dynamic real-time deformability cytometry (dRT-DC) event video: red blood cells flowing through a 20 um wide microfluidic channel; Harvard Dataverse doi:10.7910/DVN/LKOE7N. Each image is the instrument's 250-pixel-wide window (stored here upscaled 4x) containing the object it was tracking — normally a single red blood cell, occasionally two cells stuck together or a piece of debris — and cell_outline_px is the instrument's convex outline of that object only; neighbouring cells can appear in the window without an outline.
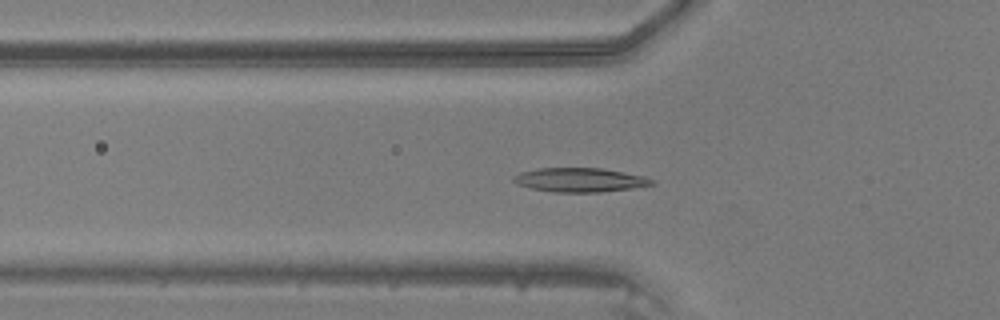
{"species": "common noctule bat (a hibernating species)", "species_latin": "Nyctalus noctula", "temperature_condition": "warm", "stored_images_in_passage": 47, "camera_frame_rate_fps": 3000, "um_per_image_px": 0.085, "animal": {"sex": "male", "body_mass_g": 20.5, "forearm_length_mm": 52.5}, "frame": {"image": 1, "passage_image": 16, "time_ms": 5.0, "image_size_px": [1000, 320], "cell_outline_px": [[656, 184], [632, 188], [600, 192], [552, 192], [532, 188], [516, 184], [512, 180], [512, 176], [520, 172], [540, 168], [600, 168], [624, 172], [644, 176], [652, 180]], "centroid_in_image_um": [49.26, 15.29], "position_along_channel_um": 76.5, "area_um2": 19.36}}
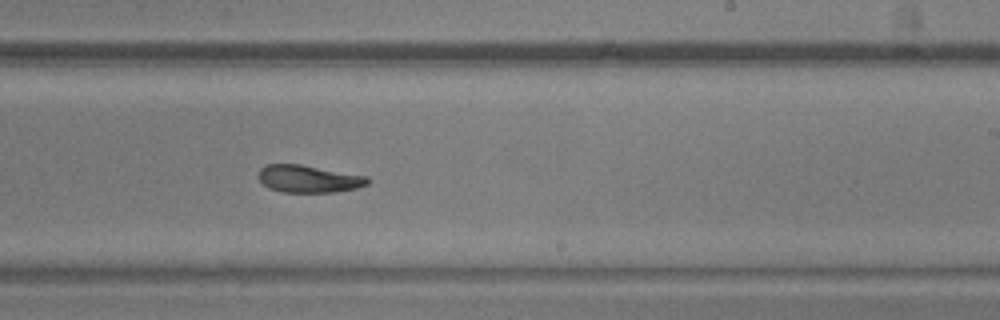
{"frame": {"image": 2, "passage_image": 29, "time_ms": 9.333, "image_size_px": [1000, 320], "cell_outline_px": [[372, 180], [368, 184], [356, 188], [336, 192], [284, 192], [268, 188], [256, 176], [260, 168], [268, 164], [300, 164], [368, 176]], "centroid_in_image_um": [26.24, 15.2], "position_along_channel_um": 262.8, "area_um2": 17.57}}
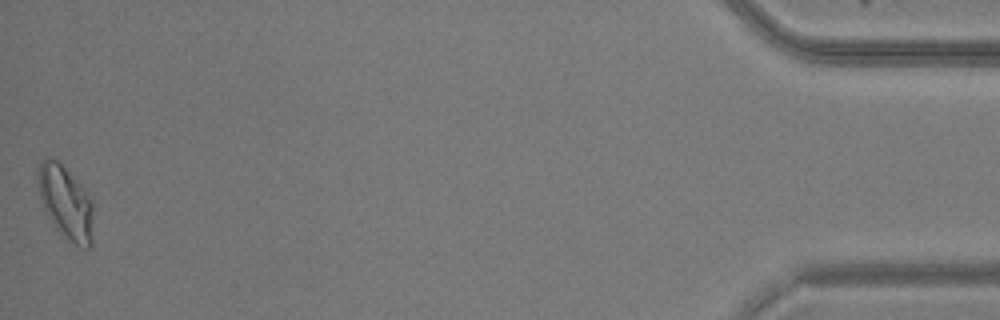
{"frame": {"image": 3, "passage_image": 47, "time_ms": 15.333, "image_size_px": [1000, 320], "cell_outline_px": [[92, 244], [88, 248], [80, 248], [68, 240], [56, 228], [48, 216], [44, 208], [40, 196], [36, 180], [40, 164], [48, 156], [56, 160], [80, 184], [92, 200]], "centroid_in_image_um": [5.59, 17.24], "position_along_channel_um": 429.6, "area_um2": 23.29}}